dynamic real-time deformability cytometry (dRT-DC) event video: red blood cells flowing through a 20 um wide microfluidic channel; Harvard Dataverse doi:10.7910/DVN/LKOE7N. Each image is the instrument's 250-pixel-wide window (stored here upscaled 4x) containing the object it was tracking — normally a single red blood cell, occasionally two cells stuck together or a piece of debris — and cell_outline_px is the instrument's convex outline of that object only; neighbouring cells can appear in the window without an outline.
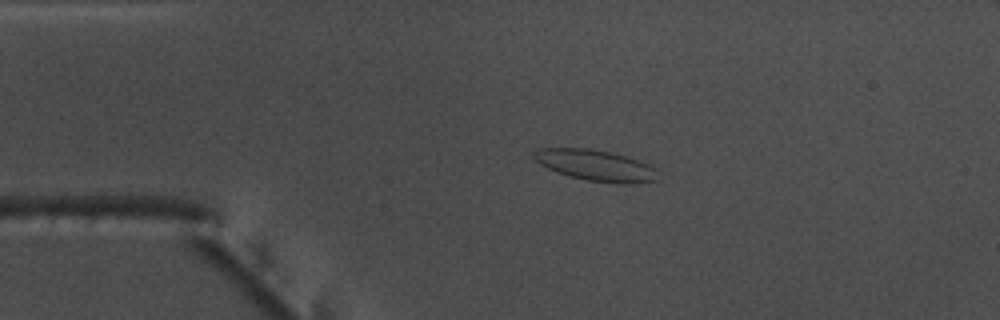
{"species": "common noctule bat (a hibernating species)", "species_latin": "Nyctalus noctula", "temperature_condition": "warm", "stored_images_in_passage": 44, "camera_frame_rate_fps": 3000, "um_per_image_px": 0.085, "animal": {"sex": "male", "body_mass_g": 17.5, "forearm_length_mm": 52.3}, "frame": {"image": 1, "passage_image": 1, "time_ms": 0.0, "image_size_px": [1000, 320], "cell_outline_px": [[656, 180], [628, 184], [620, 184], [588, 180], [556, 172], [540, 164], [532, 156], [532, 152], [536, 148], [588, 148], [612, 152], [628, 156], [648, 164], [656, 168]], "centroid_in_image_um": [50.61, 14.04], "position_along_channel_um": 34.4, "area_um2": 22.43}}
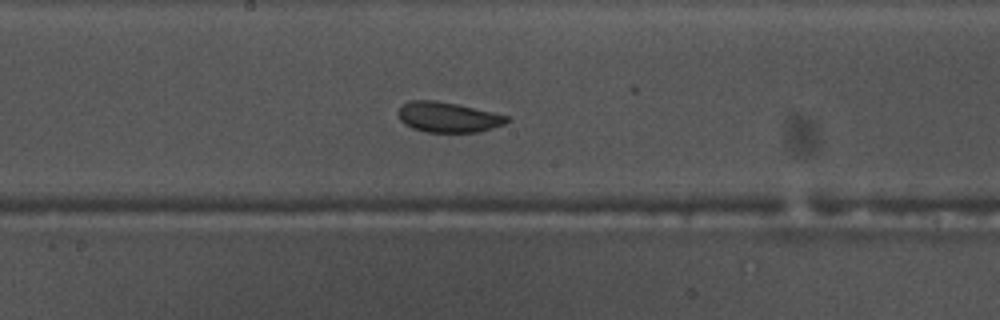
{"frame": {"image": 2, "passage_image": 18, "time_ms": 5.667, "image_size_px": [1000, 320], "cell_outline_px": [[512, 120], [504, 124], [480, 132], [424, 132], [412, 128], [404, 124], [400, 120], [400, 108], [408, 100], [436, 100], [456, 104], [492, 112], [508, 116]], "centroid_in_image_um": [38.1, 9.97], "position_along_channel_um": 210.1, "area_um2": 19.07}}
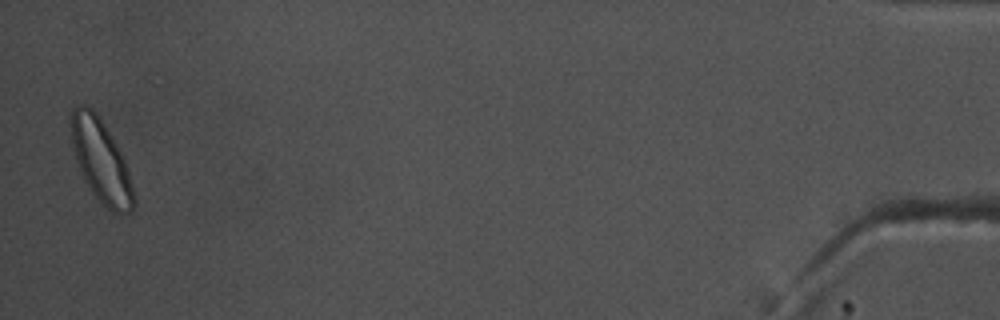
{"frame": {"image": 3, "passage_image": 43, "time_ms": 14.0, "image_size_px": [1000, 320], "cell_outline_px": [[136, 204], [132, 212], [128, 216], [120, 216], [112, 212], [92, 192], [84, 180], [76, 160], [72, 148], [68, 124], [68, 116], [72, 108], [80, 104], [84, 104], [92, 108], [96, 112], [112, 136], [124, 156], [136, 200]], "centroid_in_image_um": [8.57, 13.66], "position_along_channel_um": 426.6, "area_um2": 31.1}, "authors_computed_cell_mechanics": {"area_um2": 19.9699, "velocity_mm_per_s": 3.75, "shape_relaxation_time_tau1_ms": 7.0434, "shape_relaxation_time_tau2_ms": 2.5052, "deformation_change_tau1": 0.1287, "deformation_change_tau2": 0.0749}}